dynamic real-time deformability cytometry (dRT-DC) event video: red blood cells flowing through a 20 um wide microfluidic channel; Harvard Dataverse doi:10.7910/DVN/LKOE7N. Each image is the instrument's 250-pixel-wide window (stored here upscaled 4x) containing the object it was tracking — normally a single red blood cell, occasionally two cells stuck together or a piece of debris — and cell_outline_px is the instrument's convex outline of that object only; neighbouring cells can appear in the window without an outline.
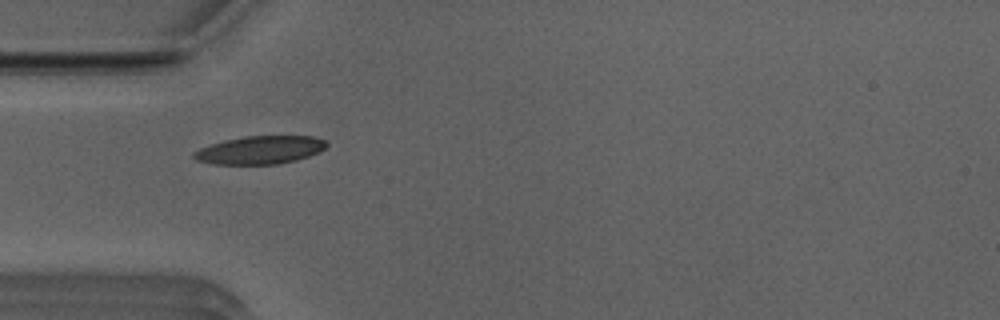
{"species": "Egyptian fruit bat (a non-hibernating species)", "species_latin": "Rousettus aegyptiacus", "temperature_condition": "room temperature", "stored_images_in_passage": 37, "camera_frame_rate_fps": 3000, "um_per_image_px": 0.085, "animal": {"sex": "male"}, "frame": {"image": 1, "passage_image": 1, "time_ms": 0.0, "image_size_px": [1000, 320], "cell_outline_px": [[328, 144], [324, 148], [308, 156], [296, 160], [276, 164], [212, 164], [196, 160], [192, 156], [192, 152], [200, 148], [224, 140], [244, 136], [312, 136], [324, 140]], "centroid_in_image_um": [22.06, 12.75], "position_along_channel_um": 62.9, "area_um2": 21.56}}
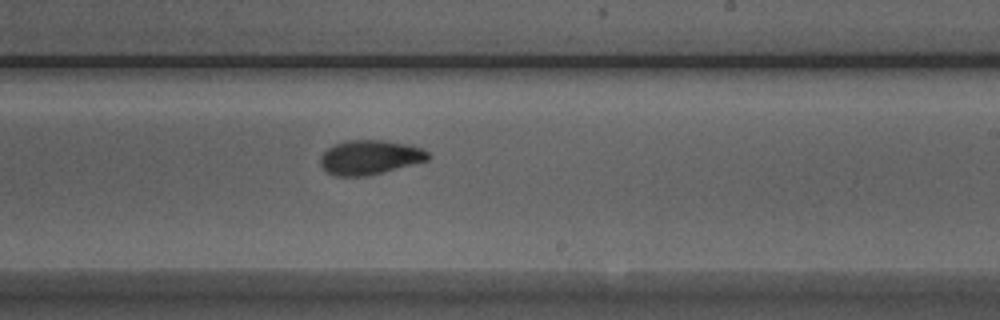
{"frame": {"image": 2, "passage_image": 16, "time_ms": 5.0, "image_size_px": [1000, 320], "cell_outline_px": [[428, 160], [364, 176], [336, 176], [328, 172], [320, 164], [320, 156], [332, 144], [344, 140], [384, 140], [404, 144], [420, 148], [428, 152]], "centroid_in_image_um": [31.37, 13.35], "position_along_channel_um": 257.6, "area_um2": 21.21}}
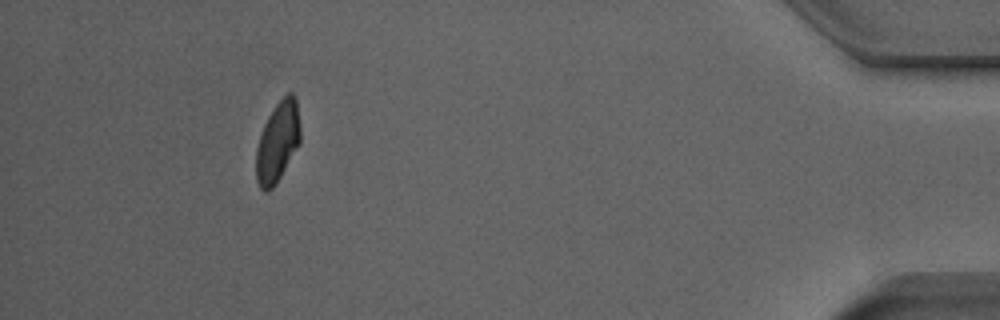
{"frame": {"image": 3, "passage_image": 33, "time_ms": 10.667, "image_size_px": [1000, 320], "cell_outline_px": [[300, 144], [276, 184], [268, 192], [264, 192], [260, 188], [256, 180], [256, 148], [264, 124], [268, 116], [276, 104], [288, 92], [292, 92], [296, 96], [300, 128]], "centroid_in_image_um": [23.6, 12.08], "position_along_channel_um": 411.6, "area_um2": 20.87}, "authors_computed_cell_mechanics": {"area_um2": 21.2126, "velocity_mm_per_s": 3.8997, "shape_relaxation_time_tau1_ms": 4.2236, "shape_relaxation_time_tau2_ms": 3.1734, "deformation_change_tau1": 0.1595, "deformation_change_tau2": 0.0803}}